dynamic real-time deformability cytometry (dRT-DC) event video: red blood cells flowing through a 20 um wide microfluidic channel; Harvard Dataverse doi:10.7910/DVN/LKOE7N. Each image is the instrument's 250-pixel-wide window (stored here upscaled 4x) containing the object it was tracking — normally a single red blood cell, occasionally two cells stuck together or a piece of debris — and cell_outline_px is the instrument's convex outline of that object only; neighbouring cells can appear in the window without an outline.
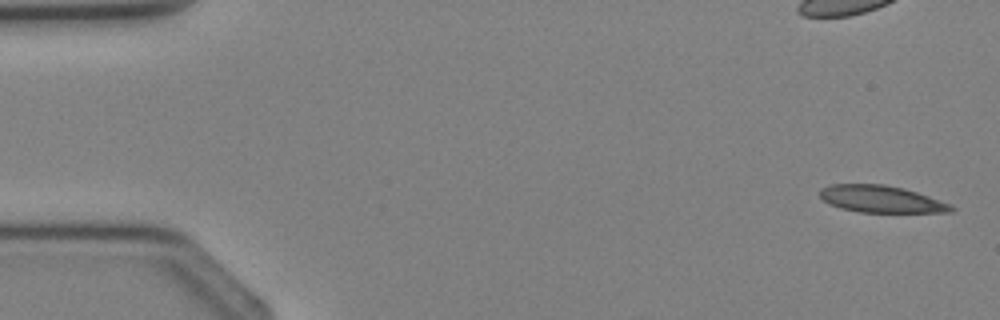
{"species": "Egyptian fruit bat (a non-hibernating species)", "species_latin": "Rousettus aegyptiacus", "temperature_condition": "cold", "stored_images_in_passage": 4, "camera_frame_rate_fps": 3000, "um_per_image_px": 0.085, "animal": {"sex": "female"}, "frame": {"image": 1, "passage_image": 1, "time_ms": 0.0, "image_size_px": [1000, 320], "cell_outline_px": [[956, 208], [952, 212], [860, 212], [840, 208], [828, 204], [820, 196], [820, 188], [832, 184], [884, 184], [904, 188], [952, 204]], "centroid_in_image_um": [74.9, 16.92], "position_along_channel_um": 10.1, "area_um2": 20.69}}